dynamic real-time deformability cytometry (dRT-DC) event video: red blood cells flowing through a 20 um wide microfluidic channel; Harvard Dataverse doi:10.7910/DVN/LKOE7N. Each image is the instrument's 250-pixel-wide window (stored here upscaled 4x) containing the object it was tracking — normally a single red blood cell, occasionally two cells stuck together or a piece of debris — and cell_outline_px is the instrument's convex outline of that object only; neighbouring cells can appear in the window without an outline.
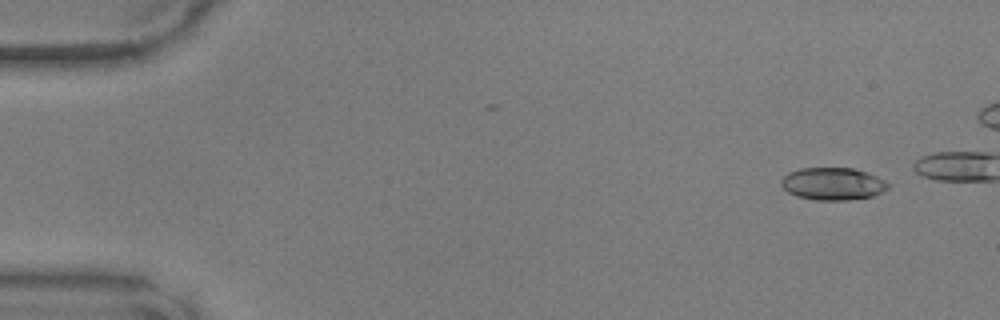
{"species": "common noctule bat (a hibernating species)", "species_latin": "Nyctalus noctula", "temperature_condition": "warm", "stored_images_in_passage": 11, "camera_frame_rate_fps": 3000, "um_per_image_px": 0.085, "animal": {"sex": "male", "body_mass_g": 17.9, "forearm_length_mm": 54.2}, "frame": {"image": 1, "passage_image": 4, "time_ms": 1.0, "image_size_px": [1000, 320], "cell_outline_px": [[888, 188], [872, 196], [848, 200], [816, 200], [796, 196], [788, 192], [780, 184], [780, 180], [788, 172], [800, 168], [852, 168], [868, 172], [884, 180], [888, 184]], "centroid_in_image_um": [70.75, 15.62], "position_along_channel_um": 14.2, "area_um2": 20.17}}